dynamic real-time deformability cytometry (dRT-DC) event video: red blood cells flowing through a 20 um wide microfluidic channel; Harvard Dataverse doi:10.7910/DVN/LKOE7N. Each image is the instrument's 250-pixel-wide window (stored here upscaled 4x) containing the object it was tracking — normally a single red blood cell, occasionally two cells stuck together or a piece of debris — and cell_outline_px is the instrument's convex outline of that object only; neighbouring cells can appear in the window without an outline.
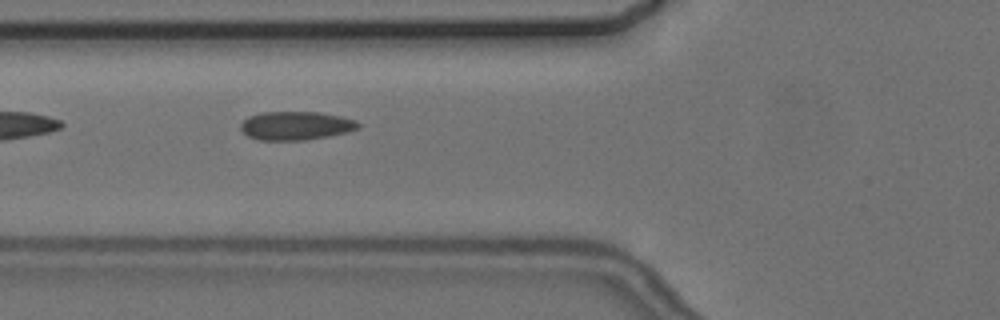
{"species": "common noctule bat (a hibernating species)", "species_latin": "Nyctalus noctula", "temperature_condition": "cold", "stored_images_in_passage": 7, "camera_frame_rate_fps": 3000, "um_per_image_px": 0.085, "animal": {"sex": "female", "body_mass_g": 24.6, "forearm_length_mm": 56.2}, "frame": {"image": 1, "passage_image": 6, "time_ms": 6.667, "image_size_px": [1000, 320], "cell_outline_px": [[360, 128], [348, 132], [328, 136], [304, 140], [260, 140], [248, 136], [240, 128], [240, 124], [248, 116], [260, 112], [320, 112], [340, 116], [356, 120], [360, 124]], "centroid_in_image_um": [25.16, 10.68], "position_along_channel_um": 100.6, "area_um2": 19.65}}
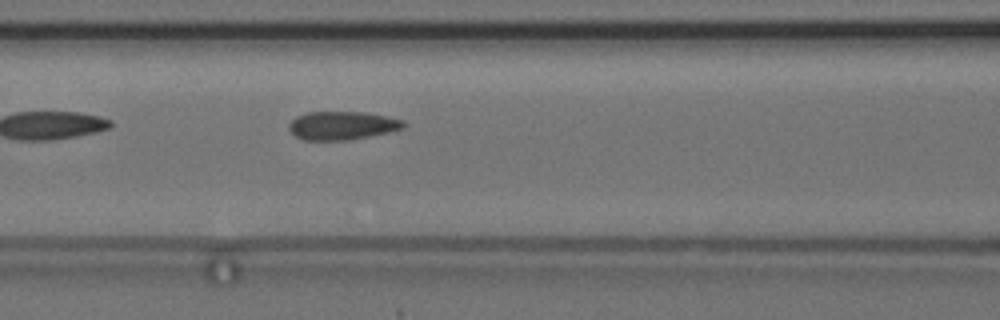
{"frame": {"image": 2, "passage_image": 7, "time_ms": 7.667, "image_size_px": [1000, 320], "cell_outline_px": [[408, 124], [404, 128], [388, 132], [348, 140], [304, 140], [296, 136], [288, 128], [288, 124], [296, 116], [308, 112], [364, 112], [388, 116], [404, 120]], "centroid_in_image_um": [29.11, 10.66], "position_along_channel_um": 137.5, "area_um2": 19.02}}